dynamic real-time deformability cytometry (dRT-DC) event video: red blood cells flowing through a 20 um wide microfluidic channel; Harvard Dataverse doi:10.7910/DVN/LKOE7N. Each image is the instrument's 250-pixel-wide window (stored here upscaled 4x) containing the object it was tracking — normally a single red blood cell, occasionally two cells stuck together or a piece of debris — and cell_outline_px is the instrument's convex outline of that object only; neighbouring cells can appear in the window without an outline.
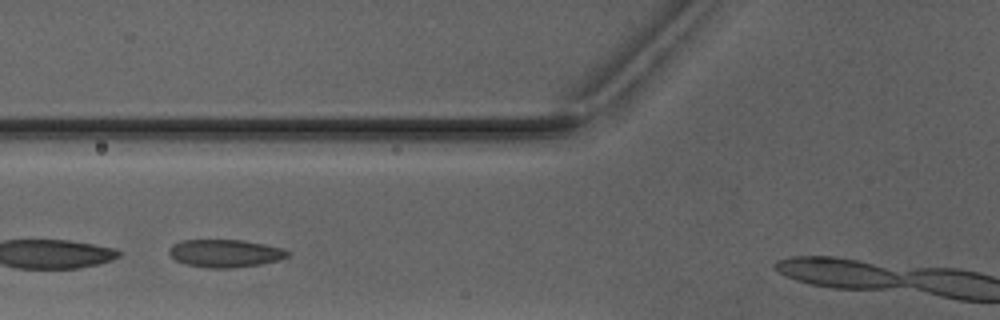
{"species": "Egyptian fruit bat (a non-hibernating species)", "species_latin": "Rousettus aegyptiacus", "temperature_condition": "warm", "stored_images_in_passage": 3, "camera_frame_rate_fps": 3000, "um_per_image_px": 0.085, "animal": {"sex": "male"}, "frame": {"image": 1, "passage_image": 2, "time_ms": 1.333, "image_size_px": [1000, 320], "cell_outline_px": [[292, 252], [288, 256], [280, 260], [260, 264], [232, 268], [208, 268], [188, 264], [176, 260], [168, 252], [168, 248], [172, 244], [180, 240], [240, 240], [264, 244], [284, 248]], "centroid_in_image_um": [19.16, 21.52], "position_along_channel_um": 106.6, "area_um2": 19.25}}